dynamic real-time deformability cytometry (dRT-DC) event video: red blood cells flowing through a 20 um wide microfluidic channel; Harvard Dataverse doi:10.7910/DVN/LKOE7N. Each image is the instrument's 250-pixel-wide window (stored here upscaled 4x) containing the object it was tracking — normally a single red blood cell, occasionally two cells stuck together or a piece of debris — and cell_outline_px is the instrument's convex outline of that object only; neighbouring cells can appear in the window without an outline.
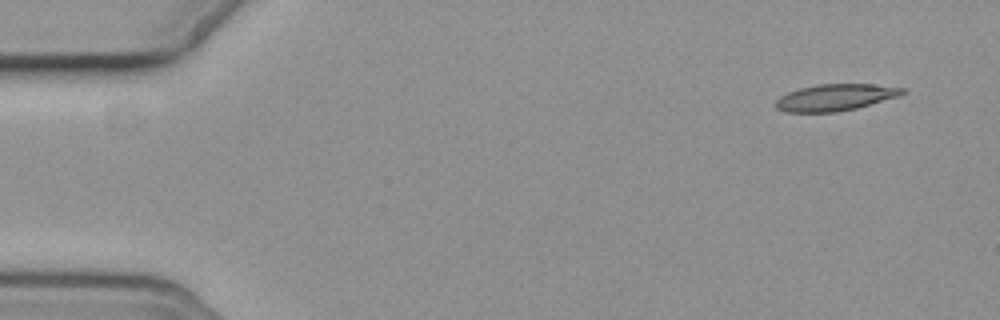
{"species": "common noctule bat (a hibernating species)", "species_latin": "Nyctalus noctula", "temperature_condition": "cold", "stored_images_in_passage": 6, "segment_of_instrument_passage": [1, 2], "camera_frame_rate_fps": 3000, "um_per_image_px": 0.085, "animal": {"sex": "female", "body_mass_g": 19.3, "forearm_length_mm": 54.1}, "frame": {"image": 1, "passage_image": 1, "time_ms": 0.0, "image_size_px": [1000, 320], "cell_outline_px": [[904, 92], [900, 96], [856, 108], [836, 112], [788, 112], [776, 108], [776, 100], [780, 96], [788, 92], [800, 88], [816, 84], [872, 84], [904, 88]], "centroid_in_image_um": [70.99, 8.27], "position_along_channel_um": 14.0, "area_um2": 19.54}}